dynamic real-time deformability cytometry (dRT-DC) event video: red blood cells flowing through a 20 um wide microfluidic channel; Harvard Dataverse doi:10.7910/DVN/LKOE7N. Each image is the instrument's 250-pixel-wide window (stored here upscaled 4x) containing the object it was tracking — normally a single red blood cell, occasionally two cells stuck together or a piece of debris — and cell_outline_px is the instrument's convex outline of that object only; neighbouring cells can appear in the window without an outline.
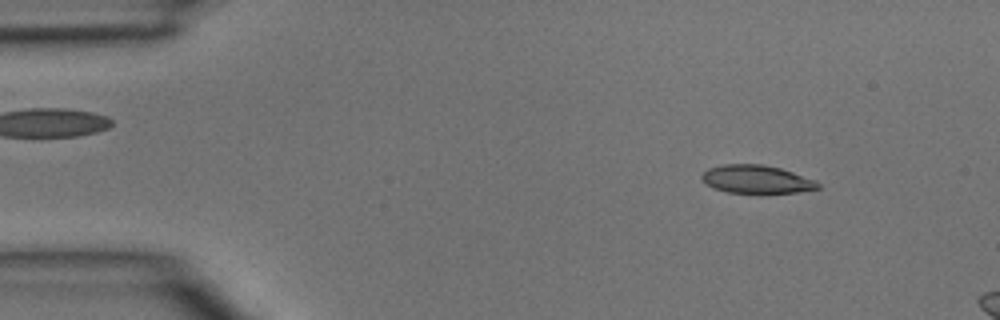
{"species": "common noctule bat (a hibernating species)", "species_latin": "Nyctalus noctula", "temperature_condition": "room temperature", "stored_images_in_passage": 7, "camera_frame_rate_fps": 3000, "um_per_image_px": 0.085, "animal": {"sex": "male", "body_mass_g": 15.6}, "frame": {"image": 1, "passage_image": 2, "time_ms": 0.333, "image_size_px": [1000, 320], "cell_outline_px": [[820, 188], [796, 192], [760, 196], [728, 192], [712, 188], [704, 184], [700, 176], [708, 168], [724, 164], [764, 164], [780, 168], [816, 180], [820, 184]], "centroid_in_image_um": [64.29, 15.28], "position_along_channel_um": 20.7, "area_um2": 19.94}}